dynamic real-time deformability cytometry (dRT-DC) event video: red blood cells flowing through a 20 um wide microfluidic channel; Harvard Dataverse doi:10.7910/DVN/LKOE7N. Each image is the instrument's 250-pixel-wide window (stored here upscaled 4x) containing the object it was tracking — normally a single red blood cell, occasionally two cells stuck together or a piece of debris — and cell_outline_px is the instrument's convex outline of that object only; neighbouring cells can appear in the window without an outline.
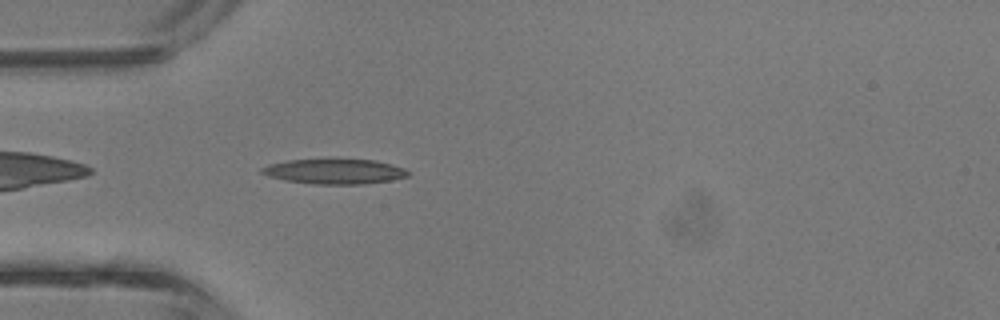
{"species": "common noctule bat (a hibernating species)", "species_latin": "Nyctalus noctula", "temperature_condition": "room temperature", "stored_images_in_passage": 31, "camera_frame_rate_fps": 3000, "um_per_image_px": 0.085, "animal": {"sex": "male", "body_mass_g": 13.3}, "frame": {"image": 1, "passage_image": 2, "time_ms": 0.333, "image_size_px": [1000, 320], "cell_outline_px": [[408, 176], [392, 180], [364, 184], [312, 184], [284, 180], [268, 176], [260, 172], [260, 168], [268, 164], [288, 160], [376, 160], [392, 164], [404, 168], [408, 172]], "centroid_in_image_um": [28.42, 14.58], "position_along_channel_um": 56.6, "area_um2": 21.21}}
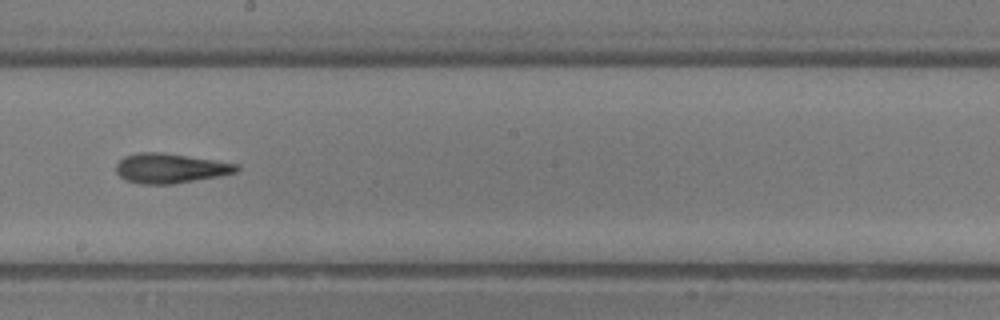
{"frame": {"image": 2, "passage_image": 13, "time_ms": 4.0, "image_size_px": [1000, 320], "cell_outline_px": [[240, 168], [236, 172], [220, 176], [172, 184], [140, 184], [128, 180], [120, 176], [116, 172], [116, 164], [124, 156], [140, 152], [160, 152], [240, 164]], "centroid_in_image_um": [14.48, 14.3], "position_along_channel_um": 233.7, "area_um2": 20.75}}
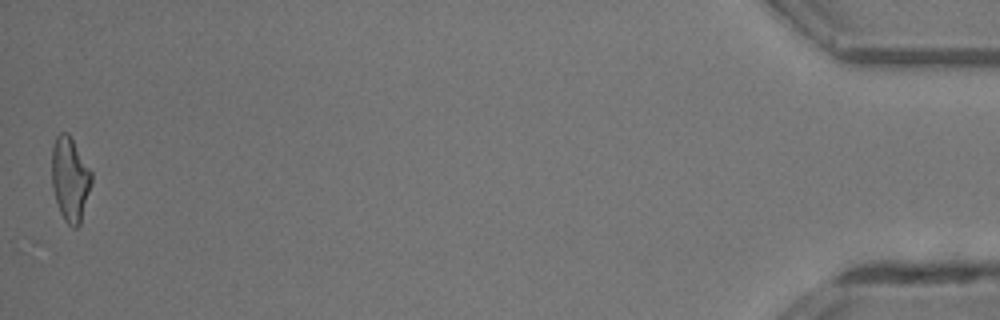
{"frame": {"image": 3, "passage_image": 31, "time_ms": 10.0, "image_size_px": [1000, 320], "cell_outline_px": [[92, 184], [80, 224], [76, 228], [72, 228], [64, 220], [60, 212], [52, 188], [52, 148], [56, 136], [60, 132], [68, 132], [92, 172]], "centroid_in_image_um": [5.96, 15.23], "position_along_channel_um": 429.2, "area_um2": 19.59}, "authors_computed_cell_mechanics": {"area_um2": 20.1722, "velocity_mm_per_s": 4.949, "shape_relaxation_time_tau1_ms": 4.605, "shape_relaxation_time_tau2_ms": 2.521, "deformation_change_tau1": 0.198, "deformation_change_tau2": 0.1244}}